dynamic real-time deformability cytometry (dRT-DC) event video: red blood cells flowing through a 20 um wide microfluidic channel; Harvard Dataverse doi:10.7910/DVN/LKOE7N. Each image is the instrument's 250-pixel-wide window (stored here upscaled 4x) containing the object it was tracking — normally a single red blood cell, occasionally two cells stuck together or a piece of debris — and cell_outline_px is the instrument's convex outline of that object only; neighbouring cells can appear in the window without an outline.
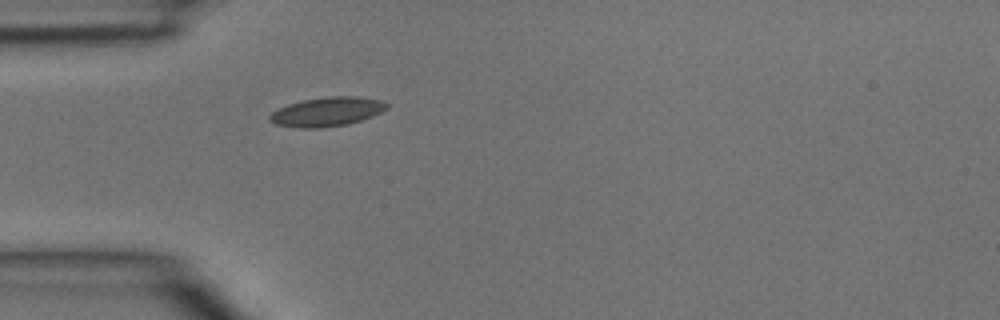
{"species": "common noctule bat (a hibernating species)", "species_latin": "Nyctalus noctula", "temperature_condition": "room temperature", "stored_images_in_passage": 1, "camera_frame_rate_fps": 3000, "um_per_image_px": 0.085, "animal": {"sex": "male", "body_mass_g": 15.6}, "frame": {"image": 1, "passage_image": 1, "time_ms": 0.0, "image_size_px": [1000, 320], "cell_outline_px": [[388, 108], [372, 116], [348, 124], [320, 128], [300, 128], [276, 124], [268, 120], [268, 116], [272, 112], [288, 104], [304, 100], [328, 96], [356, 96], [380, 100], [388, 104]], "centroid_in_image_um": [27.78, 9.5], "position_along_channel_um": 57.2, "area_um2": 19.77}}